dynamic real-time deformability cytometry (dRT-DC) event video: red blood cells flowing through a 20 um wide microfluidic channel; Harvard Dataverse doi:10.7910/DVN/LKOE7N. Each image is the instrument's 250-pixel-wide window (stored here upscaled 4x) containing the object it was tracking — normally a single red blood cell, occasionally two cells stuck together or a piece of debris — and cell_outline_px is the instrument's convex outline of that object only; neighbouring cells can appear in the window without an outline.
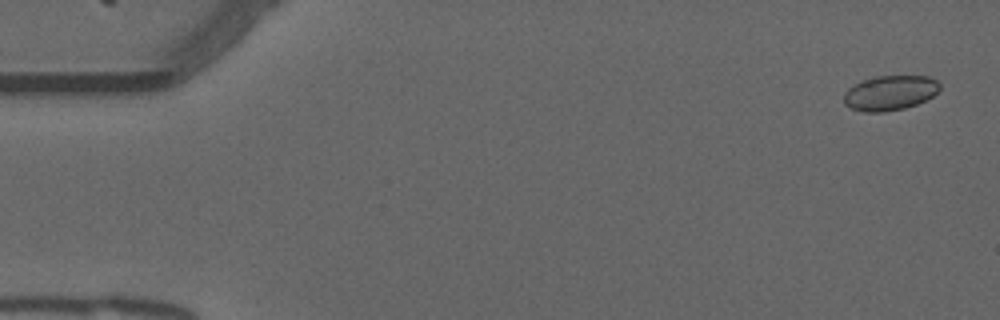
{"species": "common noctule bat (a hibernating species)", "species_latin": "Nyctalus noctula", "temperature_condition": "warm", "stored_images_in_passage": 55, "camera_frame_rate_fps": 3000, "um_per_image_px": 0.085, "animal": {"sex": "male", "forearm_length_mm": 52.5}, "frame": {"image": 1, "passage_image": 2, "time_ms": 0.333, "image_size_px": [1000, 320], "cell_outline_px": [[940, 88], [932, 96], [916, 104], [904, 108], [884, 112], [864, 112], [852, 108], [844, 104], [844, 92], [848, 88], [872, 76], [928, 76], [936, 80], [940, 84]], "centroid_in_image_um": [75.63, 7.89], "position_along_channel_um": 9.4, "area_um2": 19.36}}
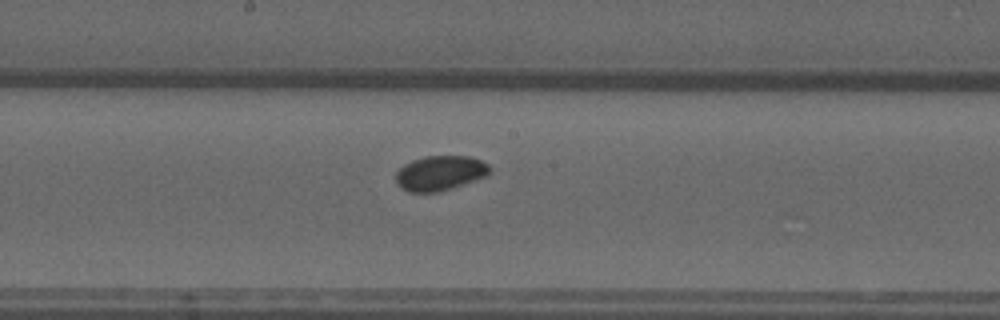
{"frame": {"image": 2, "passage_image": 29, "time_ms": 9.333, "image_size_px": [1000, 320], "cell_outline_px": [[492, 172], [488, 176], [452, 188], [436, 192], [408, 192], [400, 188], [396, 184], [396, 172], [404, 164], [412, 160], [424, 156], [468, 156], [480, 160], [488, 164], [492, 168]], "centroid_in_image_um": [37.42, 14.71], "position_along_channel_um": 210.8, "area_um2": 19.31}}
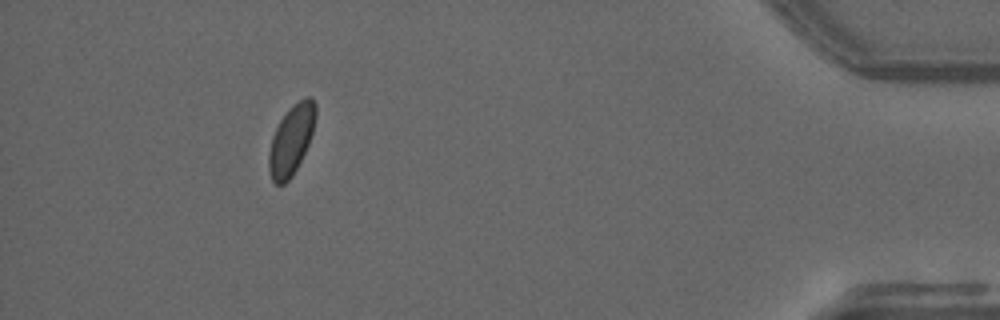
{"frame": {"image": 3, "passage_image": 50, "time_ms": 16.333, "image_size_px": [1000, 320], "cell_outline_px": [[316, 116], [312, 132], [308, 144], [292, 176], [284, 184], [276, 184], [272, 180], [268, 168], [268, 152], [272, 136], [280, 120], [288, 108], [304, 96], [308, 96], [316, 104]], "centroid_in_image_um": [24.74, 11.87], "position_along_channel_um": 410.5, "area_um2": 18.9}}